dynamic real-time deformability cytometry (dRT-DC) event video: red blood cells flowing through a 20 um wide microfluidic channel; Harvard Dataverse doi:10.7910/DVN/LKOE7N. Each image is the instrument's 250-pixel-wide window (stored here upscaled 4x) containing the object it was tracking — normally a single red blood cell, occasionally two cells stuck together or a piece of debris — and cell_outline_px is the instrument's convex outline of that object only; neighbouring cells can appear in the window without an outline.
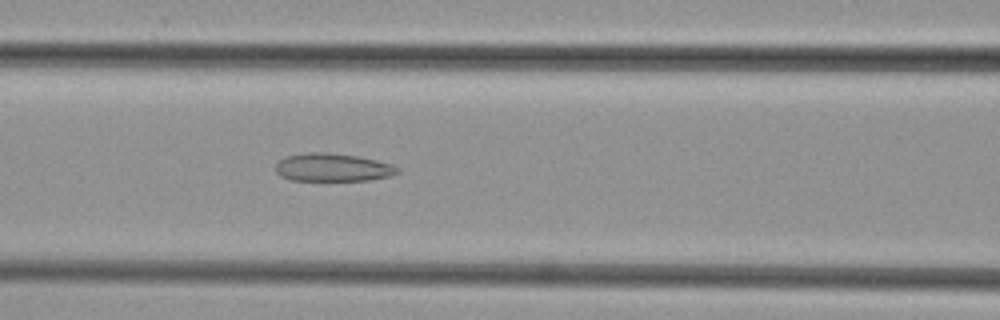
{"species": "common noctule bat (a hibernating species)", "species_latin": "Nyctalus noctula", "temperature_condition": "cold", "stored_images_in_passage": 25, "camera_frame_rate_fps": 3000, "um_per_image_px": 0.085, "animal": {"sex": "female", "body_mass_g": 29.2, "forearm_length_mm": 56.3}, "frame": {"image": 1, "passage_image": 17, "time_ms": 5.333, "image_size_px": [1000, 320], "cell_outline_px": [[400, 172], [392, 176], [368, 180], [292, 180], [280, 176], [276, 172], [276, 164], [284, 156], [308, 152], [328, 152], [360, 156], [392, 164], [400, 168]], "centroid_in_image_um": [28.3, 14.22], "position_along_channel_um": 138.3, "area_um2": 20.11}}
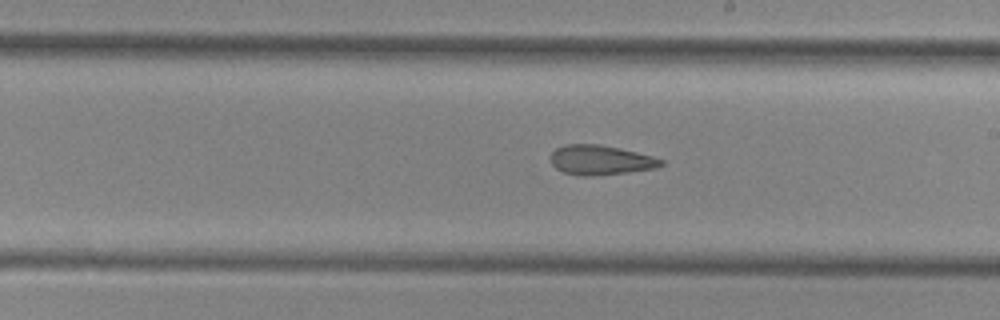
{"frame": {"image": 2, "passage_image": 24, "time_ms": 7.667, "image_size_px": [1000, 320], "cell_outline_px": [[664, 164], [656, 168], [628, 172], [592, 176], [580, 176], [564, 172], [556, 168], [552, 164], [552, 152], [556, 148], [564, 144], [600, 144], [636, 152], [652, 156], [664, 160]], "centroid_in_image_um": [51.05, 13.6], "position_along_channel_um": 238.0, "area_um2": 19.02}}